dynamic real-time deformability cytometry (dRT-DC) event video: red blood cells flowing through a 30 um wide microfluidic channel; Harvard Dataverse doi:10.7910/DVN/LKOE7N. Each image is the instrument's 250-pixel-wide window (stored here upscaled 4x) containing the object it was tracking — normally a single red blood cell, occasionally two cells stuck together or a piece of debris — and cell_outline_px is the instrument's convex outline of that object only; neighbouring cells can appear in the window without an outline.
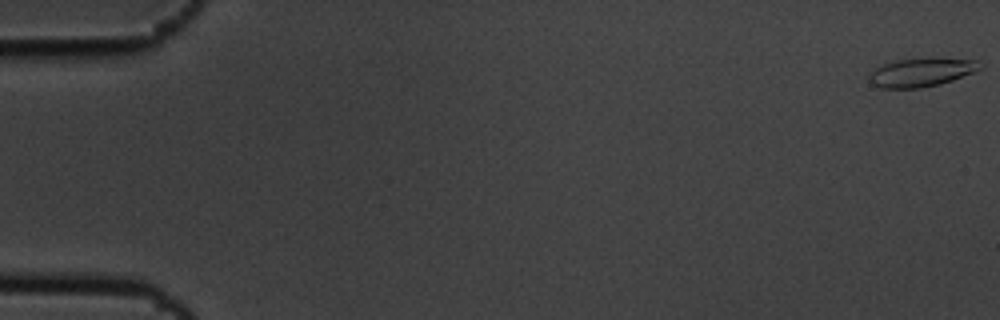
{"species": "common noctule bat (a hibernating species)", "species_latin": "Nyctalus noctula", "temperature_condition": "cold", "stored_images_in_passage": 4, "camera_frame_rate_fps": 3000, "um_per_image_px": 0.085, "animal": {"sex": "male", "body_mass_g": 19.5, "forearm_length_mm": 54.6}, "frame": {"image": 1, "passage_image": 1, "time_ms": 0.0, "image_size_px": [1000, 320], "cell_outline_px": [[980, 68], [976, 72], [940, 84], [920, 88], [880, 88], [872, 84], [868, 80], [868, 76], [876, 68], [884, 64], [896, 60], [936, 56], [976, 60]], "centroid_in_image_um": [78.32, 6.12], "position_along_channel_um": 6.7, "area_um2": 18.79}}